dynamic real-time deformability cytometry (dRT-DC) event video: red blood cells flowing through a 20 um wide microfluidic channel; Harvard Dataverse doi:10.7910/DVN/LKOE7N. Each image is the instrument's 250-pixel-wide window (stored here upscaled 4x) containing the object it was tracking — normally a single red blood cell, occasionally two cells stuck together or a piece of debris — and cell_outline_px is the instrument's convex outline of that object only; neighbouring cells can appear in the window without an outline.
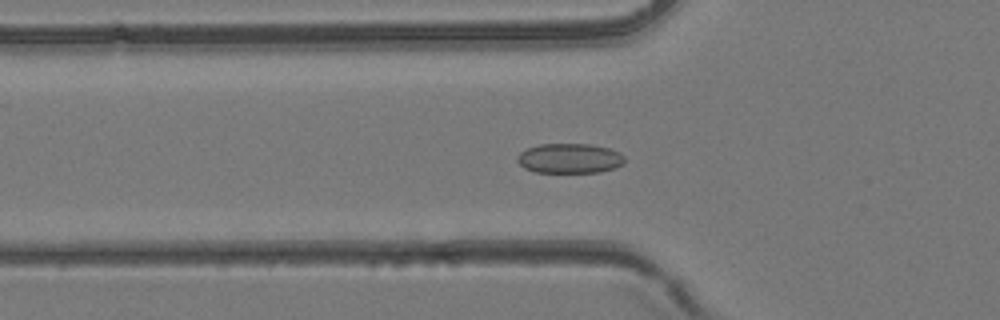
{"species": "common noctule bat (a hibernating species)", "species_latin": "Nyctalus noctula", "temperature_condition": "room temperature", "stored_images_in_passage": 44, "camera_frame_rate_fps": 3000, "um_per_image_px": 0.085, "animal": {"sex": "female", "body_mass_g": 24.6, "forearm_length_mm": 56.2}, "frame": {"image": 1, "passage_image": 16, "time_ms": 5.0, "image_size_px": [1000, 320], "cell_outline_px": [[624, 164], [616, 168], [600, 172], [536, 172], [524, 168], [516, 160], [516, 156], [520, 152], [528, 148], [540, 144], [588, 144], [608, 148], [620, 152], [624, 156]], "centroid_in_image_um": [48.42, 13.46], "position_along_channel_um": 77.4, "area_um2": 18.73}}
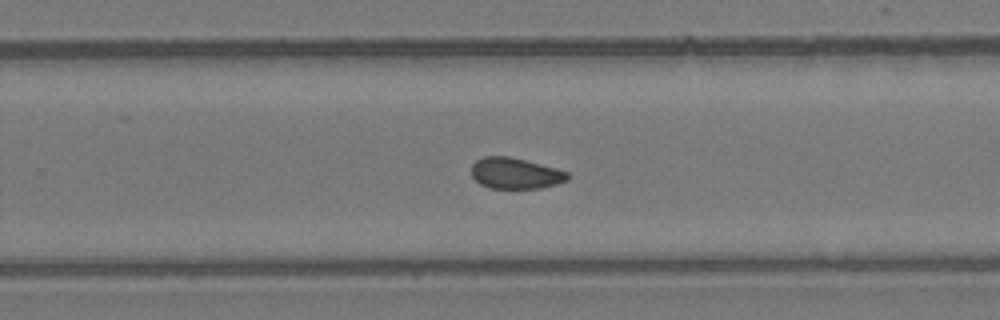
{"frame": {"image": 2, "passage_image": 29, "time_ms": 9.333, "image_size_px": [1000, 320], "cell_outline_px": [[572, 176], [568, 180], [556, 184], [540, 188], [488, 188], [480, 184], [472, 176], [472, 164], [476, 160], [484, 156], [508, 156], [556, 168], [568, 172]], "centroid_in_image_um": [43.82, 14.73], "position_along_channel_um": 286.0, "area_um2": 17.4}}
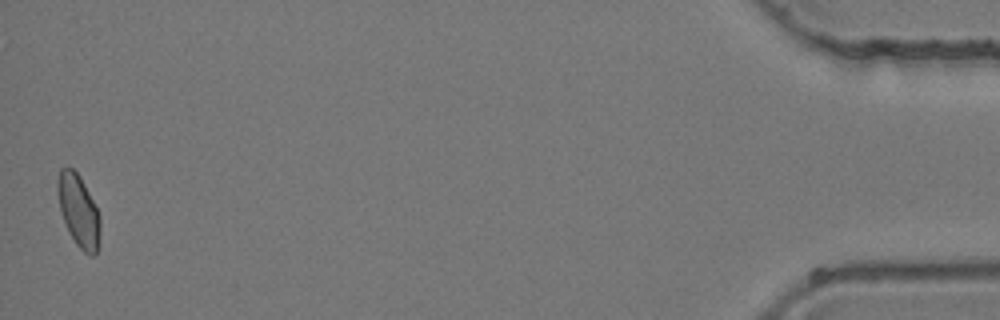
{"frame": {"image": 3, "passage_image": 44, "time_ms": 14.333, "image_size_px": [1000, 320], "cell_outline_px": [[100, 244], [96, 252], [92, 256], [84, 252], [76, 244], [68, 232], [60, 212], [56, 188], [56, 184], [60, 168], [72, 168], [80, 176], [100, 216]], "centroid_in_image_um": [6.66, 17.93], "position_along_channel_um": 428.5, "area_um2": 17.98}}